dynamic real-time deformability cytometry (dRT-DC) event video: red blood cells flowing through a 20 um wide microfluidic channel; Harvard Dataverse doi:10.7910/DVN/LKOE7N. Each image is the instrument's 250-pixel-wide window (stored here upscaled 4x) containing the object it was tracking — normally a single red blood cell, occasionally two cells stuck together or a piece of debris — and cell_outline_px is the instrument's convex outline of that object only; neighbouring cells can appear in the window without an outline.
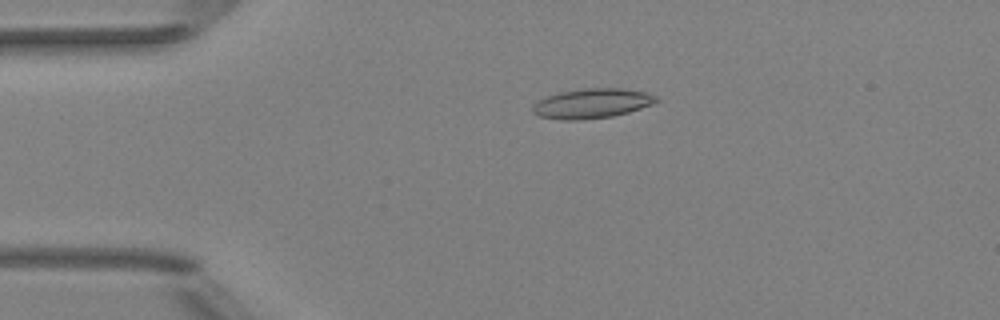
{"species": "Egyptian fruit bat (a non-hibernating species)", "species_latin": "Rousettus aegyptiacus", "temperature_condition": "room temperature", "stored_images_in_passage": 42, "camera_frame_rate_fps": 3000, "um_per_image_px": 0.085, "animal": {"sex": "female"}, "frame": {"image": 1, "passage_image": 2, "time_ms": 0.333, "image_size_px": [1000, 320], "cell_outline_px": [[660, 100], [652, 104], [628, 112], [612, 116], [576, 120], [560, 120], [540, 116], [532, 112], [532, 104], [536, 100], [560, 92], [584, 88], [620, 88], [644, 92], [656, 96]], "centroid_in_image_um": [50.27, 8.79], "position_along_channel_um": 34.7, "area_um2": 21.33}}
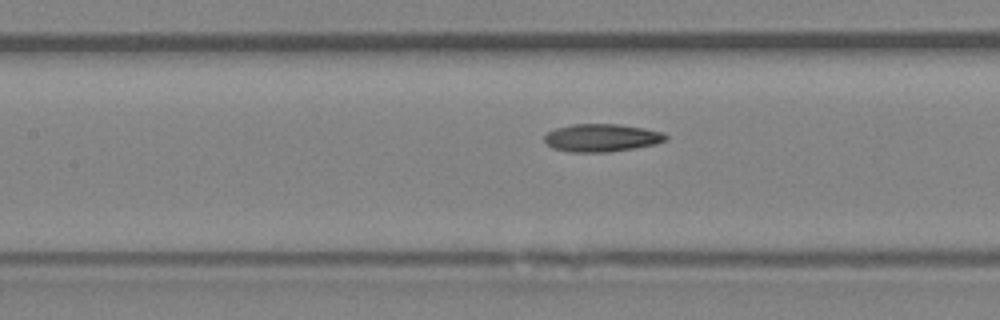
{"frame": {"image": 2, "passage_image": 14, "time_ms": 4.333, "image_size_px": [1000, 320], "cell_outline_px": [[668, 140], [656, 144], [608, 152], [568, 152], [552, 148], [544, 140], [544, 136], [548, 132], [556, 128], [572, 124], [620, 124], [644, 128], [664, 132], [668, 136]], "centroid_in_image_um": [51.16, 11.71], "position_along_channel_um": 156.2, "area_um2": 19.77}}
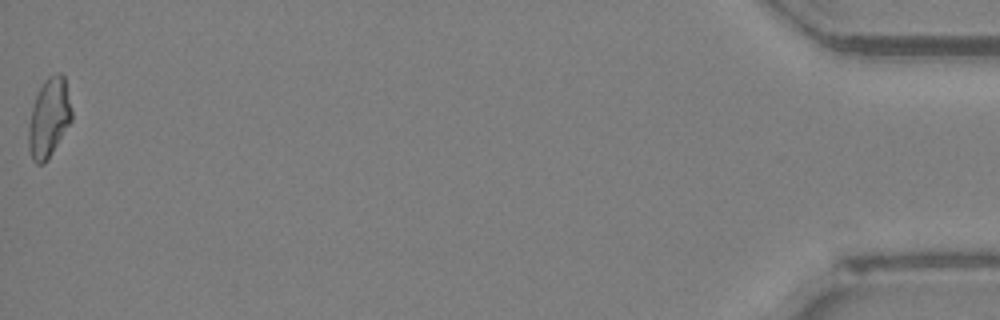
{"frame": {"image": 3, "passage_image": 42, "time_ms": 13.667, "image_size_px": [1000, 320], "cell_outline_px": [[72, 120], [48, 160], [44, 164], [36, 164], [32, 160], [28, 148], [28, 124], [32, 108], [36, 96], [44, 80], [48, 76], [56, 72], [60, 72], [64, 76], [72, 112]], "centroid_in_image_um": [4.15, 10.04], "position_along_channel_um": 431.0, "area_um2": 20.0}, "authors_computed_cell_mechanics": {"area_um2": 19.363, "velocity_mm_per_s": 4.0332, "shape_relaxation_time_tau1_ms": null, "shape_relaxation_time_tau2_ms": 3.9748, "deformation_change_tau1": null, "deformation_change_tau2": 0.1246}}